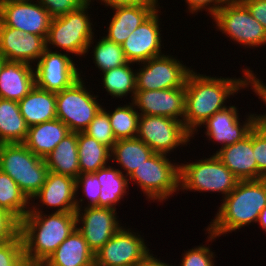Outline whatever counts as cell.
<instances>
[{"label": "cell", "mask_w": 266, "mask_h": 266, "mask_svg": "<svg viewBox=\"0 0 266 266\" xmlns=\"http://www.w3.org/2000/svg\"><path fill=\"white\" fill-rule=\"evenodd\" d=\"M253 155L259 170V179H266V125L260 121L253 129Z\"/></svg>", "instance_id": "40"}, {"label": "cell", "mask_w": 266, "mask_h": 266, "mask_svg": "<svg viewBox=\"0 0 266 266\" xmlns=\"http://www.w3.org/2000/svg\"><path fill=\"white\" fill-rule=\"evenodd\" d=\"M242 2L266 32V0H242Z\"/></svg>", "instance_id": "45"}, {"label": "cell", "mask_w": 266, "mask_h": 266, "mask_svg": "<svg viewBox=\"0 0 266 266\" xmlns=\"http://www.w3.org/2000/svg\"><path fill=\"white\" fill-rule=\"evenodd\" d=\"M98 1H99L98 3L105 5V8L108 7L109 9L119 6L153 7L155 10H159L161 8V6L159 5L160 0H98Z\"/></svg>", "instance_id": "44"}, {"label": "cell", "mask_w": 266, "mask_h": 266, "mask_svg": "<svg viewBox=\"0 0 266 266\" xmlns=\"http://www.w3.org/2000/svg\"><path fill=\"white\" fill-rule=\"evenodd\" d=\"M220 201L217 214L205 228L208 234L205 243L256 224L261 210L266 207V179L239 180L230 194Z\"/></svg>", "instance_id": "2"}, {"label": "cell", "mask_w": 266, "mask_h": 266, "mask_svg": "<svg viewBox=\"0 0 266 266\" xmlns=\"http://www.w3.org/2000/svg\"><path fill=\"white\" fill-rule=\"evenodd\" d=\"M76 209H82L83 207H99V196L101 185L97 176L94 173L79 174L76 178ZM80 189V191H79ZM82 189V191H81ZM79 192H82L84 199ZM80 197V198H79ZM78 198V199H77ZM86 205H85V202ZM83 203V204H82ZM85 205V206H83ZM83 206V207H82Z\"/></svg>", "instance_id": "36"}, {"label": "cell", "mask_w": 266, "mask_h": 266, "mask_svg": "<svg viewBox=\"0 0 266 266\" xmlns=\"http://www.w3.org/2000/svg\"><path fill=\"white\" fill-rule=\"evenodd\" d=\"M83 132L110 149L117 142L111 128L109 116L103 109L98 112Z\"/></svg>", "instance_id": "37"}, {"label": "cell", "mask_w": 266, "mask_h": 266, "mask_svg": "<svg viewBox=\"0 0 266 266\" xmlns=\"http://www.w3.org/2000/svg\"><path fill=\"white\" fill-rule=\"evenodd\" d=\"M0 170L17 183L30 201L44 185L49 172L45 160L23 143L3 144Z\"/></svg>", "instance_id": "7"}, {"label": "cell", "mask_w": 266, "mask_h": 266, "mask_svg": "<svg viewBox=\"0 0 266 266\" xmlns=\"http://www.w3.org/2000/svg\"><path fill=\"white\" fill-rule=\"evenodd\" d=\"M54 18L74 11L89 0H37Z\"/></svg>", "instance_id": "42"}, {"label": "cell", "mask_w": 266, "mask_h": 266, "mask_svg": "<svg viewBox=\"0 0 266 266\" xmlns=\"http://www.w3.org/2000/svg\"><path fill=\"white\" fill-rule=\"evenodd\" d=\"M80 174L94 173L111 161V149L84 132L77 133Z\"/></svg>", "instance_id": "31"}, {"label": "cell", "mask_w": 266, "mask_h": 266, "mask_svg": "<svg viewBox=\"0 0 266 266\" xmlns=\"http://www.w3.org/2000/svg\"><path fill=\"white\" fill-rule=\"evenodd\" d=\"M258 223L259 226H261V228L264 230V232L266 233V207H264L257 219L256 224Z\"/></svg>", "instance_id": "48"}, {"label": "cell", "mask_w": 266, "mask_h": 266, "mask_svg": "<svg viewBox=\"0 0 266 266\" xmlns=\"http://www.w3.org/2000/svg\"><path fill=\"white\" fill-rule=\"evenodd\" d=\"M136 90H162L185 85L188 74L193 70L183 61L165 53L148 61L137 63Z\"/></svg>", "instance_id": "11"}, {"label": "cell", "mask_w": 266, "mask_h": 266, "mask_svg": "<svg viewBox=\"0 0 266 266\" xmlns=\"http://www.w3.org/2000/svg\"><path fill=\"white\" fill-rule=\"evenodd\" d=\"M239 108L231 103L225 109L215 112L200 128L205 127L204 134L207 140L223 148L232 145L247 137L255 126L261 121V114H246L244 121L240 120ZM242 121V123H241Z\"/></svg>", "instance_id": "13"}, {"label": "cell", "mask_w": 266, "mask_h": 266, "mask_svg": "<svg viewBox=\"0 0 266 266\" xmlns=\"http://www.w3.org/2000/svg\"><path fill=\"white\" fill-rule=\"evenodd\" d=\"M75 229V212H28L19 234L29 264L41 266Z\"/></svg>", "instance_id": "3"}, {"label": "cell", "mask_w": 266, "mask_h": 266, "mask_svg": "<svg viewBox=\"0 0 266 266\" xmlns=\"http://www.w3.org/2000/svg\"><path fill=\"white\" fill-rule=\"evenodd\" d=\"M216 31L229 41L255 49L266 45V32L242 1H227L212 17Z\"/></svg>", "instance_id": "9"}, {"label": "cell", "mask_w": 266, "mask_h": 266, "mask_svg": "<svg viewBox=\"0 0 266 266\" xmlns=\"http://www.w3.org/2000/svg\"><path fill=\"white\" fill-rule=\"evenodd\" d=\"M28 127L56 119V93L35 87L19 102Z\"/></svg>", "instance_id": "26"}, {"label": "cell", "mask_w": 266, "mask_h": 266, "mask_svg": "<svg viewBox=\"0 0 266 266\" xmlns=\"http://www.w3.org/2000/svg\"><path fill=\"white\" fill-rule=\"evenodd\" d=\"M128 103L123 104V106L118 105L111 112L106 107H102L109 116L111 128L116 140L136 138L138 134L140 114L132 101Z\"/></svg>", "instance_id": "35"}, {"label": "cell", "mask_w": 266, "mask_h": 266, "mask_svg": "<svg viewBox=\"0 0 266 266\" xmlns=\"http://www.w3.org/2000/svg\"><path fill=\"white\" fill-rule=\"evenodd\" d=\"M116 210L96 206L76 209V228L94 253L122 227Z\"/></svg>", "instance_id": "16"}, {"label": "cell", "mask_w": 266, "mask_h": 266, "mask_svg": "<svg viewBox=\"0 0 266 266\" xmlns=\"http://www.w3.org/2000/svg\"><path fill=\"white\" fill-rule=\"evenodd\" d=\"M168 157L155 153L128 177L129 184H136L148 201L163 204L179 193L180 164Z\"/></svg>", "instance_id": "5"}, {"label": "cell", "mask_w": 266, "mask_h": 266, "mask_svg": "<svg viewBox=\"0 0 266 266\" xmlns=\"http://www.w3.org/2000/svg\"><path fill=\"white\" fill-rule=\"evenodd\" d=\"M135 63L127 62L126 64L116 67L110 70H107L102 75V83L103 89L115 99H122L124 97L129 96L131 101L135 97L136 93V69ZM129 94V95H128Z\"/></svg>", "instance_id": "32"}, {"label": "cell", "mask_w": 266, "mask_h": 266, "mask_svg": "<svg viewBox=\"0 0 266 266\" xmlns=\"http://www.w3.org/2000/svg\"><path fill=\"white\" fill-rule=\"evenodd\" d=\"M215 155L239 180L259 179L253 155V130L243 140L218 149Z\"/></svg>", "instance_id": "21"}, {"label": "cell", "mask_w": 266, "mask_h": 266, "mask_svg": "<svg viewBox=\"0 0 266 266\" xmlns=\"http://www.w3.org/2000/svg\"><path fill=\"white\" fill-rule=\"evenodd\" d=\"M20 233V221L9 211L0 208V244L14 240Z\"/></svg>", "instance_id": "41"}, {"label": "cell", "mask_w": 266, "mask_h": 266, "mask_svg": "<svg viewBox=\"0 0 266 266\" xmlns=\"http://www.w3.org/2000/svg\"><path fill=\"white\" fill-rule=\"evenodd\" d=\"M0 266H31L24 256L20 234L14 240L0 244Z\"/></svg>", "instance_id": "38"}, {"label": "cell", "mask_w": 266, "mask_h": 266, "mask_svg": "<svg viewBox=\"0 0 266 266\" xmlns=\"http://www.w3.org/2000/svg\"><path fill=\"white\" fill-rule=\"evenodd\" d=\"M155 152L142 140L136 138L119 139L111 149V165L115 161L120 171L128 178ZM124 171V172H123Z\"/></svg>", "instance_id": "27"}, {"label": "cell", "mask_w": 266, "mask_h": 266, "mask_svg": "<svg viewBox=\"0 0 266 266\" xmlns=\"http://www.w3.org/2000/svg\"><path fill=\"white\" fill-rule=\"evenodd\" d=\"M2 146H3V143H0V165H1Z\"/></svg>", "instance_id": "50"}, {"label": "cell", "mask_w": 266, "mask_h": 266, "mask_svg": "<svg viewBox=\"0 0 266 266\" xmlns=\"http://www.w3.org/2000/svg\"><path fill=\"white\" fill-rule=\"evenodd\" d=\"M112 10L104 37L119 45L155 11L153 7L143 6H119Z\"/></svg>", "instance_id": "23"}, {"label": "cell", "mask_w": 266, "mask_h": 266, "mask_svg": "<svg viewBox=\"0 0 266 266\" xmlns=\"http://www.w3.org/2000/svg\"><path fill=\"white\" fill-rule=\"evenodd\" d=\"M206 244L195 246L181 254V263L178 266H216L215 252ZM177 266V265H174Z\"/></svg>", "instance_id": "39"}, {"label": "cell", "mask_w": 266, "mask_h": 266, "mask_svg": "<svg viewBox=\"0 0 266 266\" xmlns=\"http://www.w3.org/2000/svg\"><path fill=\"white\" fill-rule=\"evenodd\" d=\"M187 4V11L193 14L206 11L209 17H213L216 12L227 2L226 0H184Z\"/></svg>", "instance_id": "43"}, {"label": "cell", "mask_w": 266, "mask_h": 266, "mask_svg": "<svg viewBox=\"0 0 266 266\" xmlns=\"http://www.w3.org/2000/svg\"><path fill=\"white\" fill-rule=\"evenodd\" d=\"M52 18L37 0L0 2V22L25 34L32 33L46 39Z\"/></svg>", "instance_id": "15"}, {"label": "cell", "mask_w": 266, "mask_h": 266, "mask_svg": "<svg viewBox=\"0 0 266 266\" xmlns=\"http://www.w3.org/2000/svg\"><path fill=\"white\" fill-rule=\"evenodd\" d=\"M69 133V128L56 118L28 127V134L23 144L36 156L44 159Z\"/></svg>", "instance_id": "25"}, {"label": "cell", "mask_w": 266, "mask_h": 266, "mask_svg": "<svg viewBox=\"0 0 266 266\" xmlns=\"http://www.w3.org/2000/svg\"><path fill=\"white\" fill-rule=\"evenodd\" d=\"M94 174L101 185L99 207L117 209L116 206L123 201L125 196L129 195L128 178L119 168L110 166V164L97 170Z\"/></svg>", "instance_id": "29"}, {"label": "cell", "mask_w": 266, "mask_h": 266, "mask_svg": "<svg viewBox=\"0 0 266 266\" xmlns=\"http://www.w3.org/2000/svg\"><path fill=\"white\" fill-rule=\"evenodd\" d=\"M30 203L17 183L0 170V208L9 211L21 221L30 211Z\"/></svg>", "instance_id": "33"}, {"label": "cell", "mask_w": 266, "mask_h": 266, "mask_svg": "<svg viewBox=\"0 0 266 266\" xmlns=\"http://www.w3.org/2000/svg\"><path fill=\"white\" fill-rule=\"evenodd\" d=\"M205 158V159H204ZM180 164L179 191L221 193L224 199L239 179L213 153L208 158ZM187 163V164H186Z\"/></svg>", "instance_id": "6"}, {"label": "cell", "mask_w": 266, "mask_h": 266, "mask_svg": "<svg viewBox=\"0 0 266 266\" xmlns=\"http://www.w3.org/2000/svg\"><path fill=\"white\" fill-rule=\"evenodd\" d=\"M5 60L6 59L0 54V70H1Z\"/></svg>", "instance_id": "49"}, {"label": "cell", "mask_w": 266, "mask_h": 266, "mask_svg": "<svg viewBox=\"0 0 266 266\" xmlns=\"http://www.w3.org/2000/svg\"><path fill=\"white\" fill-rule=\"evenodd\" d=\"M49 171L77 178L80 174L77 132H70L44 158Z\"/></svg>", "instance_id": "28"}, {"label": "cell", "mask_w": 266, "mask_h": 266, "mask_svg": "<svg viewBox=\"0 0 266 266\" xmlns=\"http://www.w3.org/2000/svg\"><path fill=\"white\" fill-rule=\"evenodd\" d=\"M68 53L45 49L34 64L36 86L58 93L70 87L80 76V68Z\"/></svg>", "instance_id": "14"}, {"label": "cell", "mask_w": 266, "mask_h": 266, "mask_svg": "<svg viewBox=\"0 0 266 266\" xmlns=\"http://www.w3.org/2000/svg\"><path fill=\"white\" fill-rule=\"evenodd\" d=\"M160 10H155L121 44L125 58L131 63H141L165 54L162 42ZM163 46V47H162ZM163 52V53H162Z\"/></svg>", "instance_id": "17"}, {"label": "cell", "mask_w": 266, "mask_h": 266, "mask_svg": "<svg viewBox=\"0 0 266 266\" xmlns=\"http://www.w3.org/2000/svg\"><path fill=\"white\" fill-rule=\"evenodd\" d=\"M46 49V39L0 22V54L10 61H20L34 66Z\"/></svg>", "instance_id": "20"}, {"label": "cell", "mask_w": 266, "mask_h": 266, "mask_svg": "<svg viewBox=\"0 0 266 266\" xmlns=\"http://www.w3.org/2000/svg\"><path fill=\"white\" fill-rule=\"evenodd\" d=\"M5 1H13V0H0V2H5Z\"/></svg>", "instance_id": "51"}, {"label": "cell", "mask_w": 266, "mask_h": 266, "mask_svg": "<svg viewBox=\"0 0 266 266\" xmlns=\"http://www.w3.org/2000/svg\"><path fill=\"white\" fill-rule=\"evenodd\" d=\"M263 82L264 81L255 76L249 87L252 92H255L254 94H256L257 97L259 96L258 99H261V102L263 101L266 105V84ZM261 121L266 125V112L261 114Z\"/></svg>", "instance_id": "46"}, {"label": "cell", "mask_w": 266, "mask_h": 266, "mask_svg": "<svg viewBox=\"0 0 266 266\" xmlns=\"http://www.w3.org/2000/svg\"><path fill=\"white\" fill-rule=\"evenodd\" d=\"M151 250L146 254L135 266H174L167 262L161 261L160 258L154 256Z\"/></svg>", "instance_id": "47"}, {"label": "cell", "mask_w": 266, "mask_h": 266, "mask_svg": "<svg viewBox=\"0 0 266 266\" xmlns=\"http://www.w3.org/2000/svg\"><path fill=\"white\" fill-rule=\"evenodd\" d=\"M91 47L92 51L90 52ZM89 52L91 54L93 53V63L95 65V68H98V70L101 71L100 73L116 67H120L128 62L125 58L121 45L107 40L104 36H102L101 39L99 38L98 42L96 39H94V37L92 38L89 45L87 46L85 52L86 56Z\"/></svg>", "instance_id": "34"}, {"label": "cell", "mask_w": 266, "mask_h": 266, "mask_svg": "<svg viewBox=\"0 0 266 266\" xmlns=\"http://www.w3.org/2000/svg\"><path fill=\"white\" fill-rule=\"evenodd\" d=\"M137 138L155 153L170 156L177 147H190L192 135L185 129L183 122L177 119L140 115Z\"/></svg>", "instance_id": "10"}, {"label": "cell", "mask_w": 266, "mask_h": 266, "mask_svg": "<svg viewBox=\"0 0 266 266\" xmlns=\"http://www.w3.org/2000/svg\"><path fill=\"white\" fill-rule=\"evenodd\" d=\"M80 71V77L70 87L56 93V116L70 130V132H83L93 118L102 109L99 103V95L88 88L84 75ZM84 79V80H83ZM93 92V93H92ZM98 98V99H97Z\"/></svg>", "instance_id": "8"}, {"label": "cell", "mask_w": 266, "mask_h": 266, "mask_svg": "<svg viewBox=\"0 0 266 266\" xmlns=\"http://www.w3.org/2000/svg\"><path fill=\"white\" fill-rule=\"evenodd\" d=\"M93 2L94 0H89L74 11L52 18L46 38V48L53 50L52 48L57 47L55 51L61 49V52L63 50L68 54L72 53V57L86 58L87 46L95 37L93 19L90 18L92 14H89Z\"/></svg>", "instance_id": "4"}, {"label": "cell", "mask_w": 266, "mask_h": 266, "mask_svg": "<svg viewBox=\"0 0 266 266\" xmlns=\"http://www.w3.org/2000/svg\"><path fill=\"white\" fill-rule=\"evenodd\" d=\"M226 1H242V0H226Z\"/></svg>", "instance_id": "52"}, {"label": "cell", "mask_w": 266, "mask_h": 266, "mask_svg": "<svg viewBox=\"0 0 266 266\" xmlns=\"http://www.w3.org/2000/svg\"><path fill=\"white\" fill-rule=\"evenodd\" d=\"M75 186V178L49 171L44 185L31 199L29 212H42L44 206L55 209L52 212H75Z\"/></svg>", "instance_id": "18"}, {"label": "cell", "mask_w": 266, "mask_h": 266, "mask_svg": "<svg viewBox=\"0 0 266 266\" xmlns=\"http://www.w3.org/2000/svg\"><path fill=\"white\" fill-rule=\"evenodd\" d=\"M132 102L140 115L165 116L183 122L185 85L162 90H136Z\"/></svg>", "instance_id": "19"}, {"label": "cell", "mask_w": 266, "mask_h": 266, "mask_svg": "<svg viewBox=\"0 0 266 266\" xmlns=\"http://www.w3.org/2000/svg\"><path fill=\"white\" fill-rule=\"evenodd\" d=\"M36 85L34 66L5 60L0 70V98L19 102Z\"/></svg>", "instance_id": "22"}, {"label": "cell", "mask_w": 266, "mask_h": 266, "mask_svg": "<svg viewBox=\"0 0 266 266\" xmlns=\"http://www.w3.org/2000/svg\"><path fill=\"white\" fill-rule=\"evenodd\" d=\"M138 231L122 226L94 254V266H135L151 250Z\"/></svg>", "instance_id": "12"}, {"label": "cell", "mask_w": 266, "mask_h": 266, "mask_svg": "<svg viewBox=\"0 0 266 266\" xmlns=\"http://www.w3.org/2000/svg\"><path fill=\"white\" fill-rule=\"evenodd\" d=\"M94 254L76 228L41 266H94Z\"/></svg>", "instance_id": "24"}, {"label": "cell", "mask_w": 266, "mask_h": 266, "mask_svg": "<svg viewBox=\"0 0 266 266\" xmlns=\"http://www.w3.org/2000/svg\"><path fill=\"white\" fill-rule=\"evenodd\" d=\"M243 75L239 78L206 76L192 70L185 82V113L184 127L192 135V140L201 125L215 112L225 109L231 96L240 90L248 89L258 73L252 68H242ZM199 128V130H198ZM194 137V138H193Z\"/></svg>", "instance_id": "1"}, {"label": "cell", "mask_w": 266, "mask_h": 266, "mask_svg": "<svg viewBox=\"0 0 266 266\" xmlns=\"http://www.w3.org/2000/svg\"><path fill=\"white\" fill-rule=\"evenodd\" d=\"M28 126L16 101L0 98V143H24Z\"/></svg>", "instance_id": "30"}]
</instances>
